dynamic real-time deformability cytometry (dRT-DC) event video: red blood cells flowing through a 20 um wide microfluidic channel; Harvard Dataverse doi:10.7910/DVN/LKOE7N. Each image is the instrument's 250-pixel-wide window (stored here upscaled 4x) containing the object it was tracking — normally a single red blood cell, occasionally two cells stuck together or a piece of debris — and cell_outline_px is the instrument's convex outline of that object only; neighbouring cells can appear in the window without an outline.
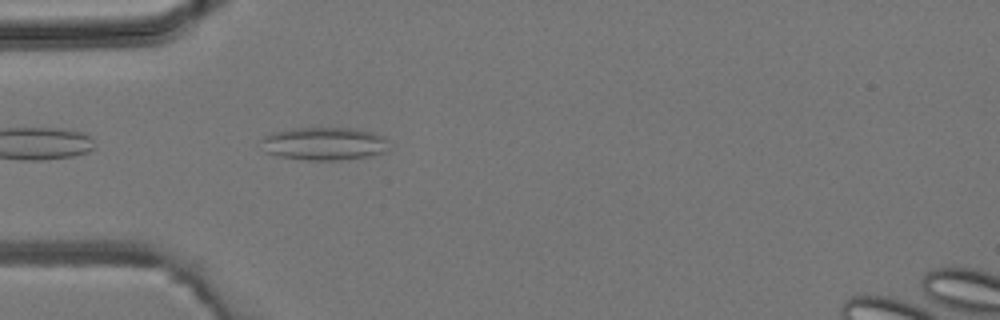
{"species": "common noctule bat (a hibernating species)", "species_latin": "Nyctalus noctula", "temperature_condition": "room temperature", "stored_images_in_passage": 34, "camera_frame_rate_fps": 3000, "um_per_image_px": 0.085, "animal": {"sex": "male", "body_mass_g": 19.2, "forearm_length_mm": 51.8}, "frame": {"image": 1, "passage_image": 2, "time_ms": 0.333, "image_size_px": [1000, 320], "cell_outline_px": [[388, 148], [384, 152], [372, 156], [340, 160], [308, 160], [280, 156], [264, 152], [260, 140], [264, 136], [272, 132], [292, 128], [352, 128], [372, 132], [384, 136], [388, 140]], "centroid_in_image_um": [27.56, 12.21], "position_along_channel_um": 57.4, "area_um2": 24.8}}
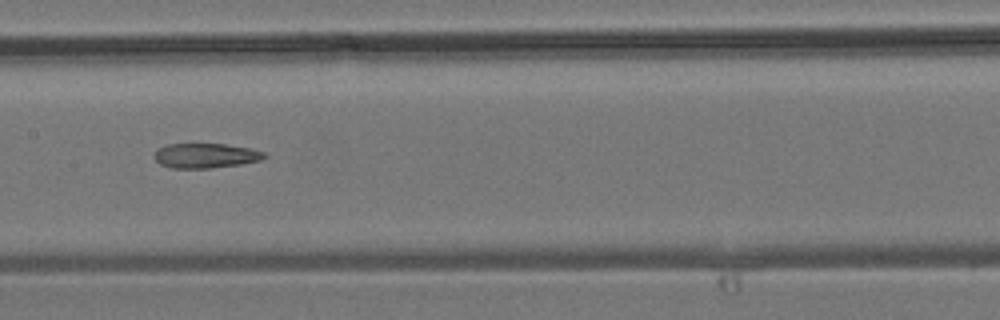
{"frame": {"image": 2, "passage_image": 11, "time_ms": 3.333, "image_size_px": [1000, 320], "cell_outline_px": [[268, 156], [260, 160], [240, 164], [212, 168], [172, 168], [160, 164], [152, 156], [156, 148], [168, 144], [224, 144], [248, 148], [264, 152]], "centroid_in_image_um": [17.42, 13.23], "position_along_channel_um": 190.0, "area_um2": 15.9}}
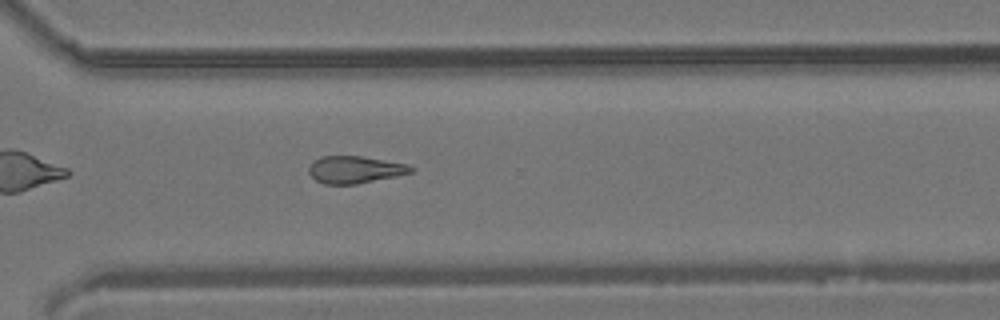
{"frame": {"image": 3, "passage_image": 21, "time_ms": 6.667, "image_size_px": [1000, 320], "cell_outline_px": [[416, 168], [412, 172], [396, 176], [356, 184], [324, 184], [316, 180], [308, 172], [308, 168], [320, 156], [360, 156], [408, 164]], "centroid_in_image_um": [30.19, 14.42], "position_along_channel_um": 340.4, "area_um2": 16.07}}